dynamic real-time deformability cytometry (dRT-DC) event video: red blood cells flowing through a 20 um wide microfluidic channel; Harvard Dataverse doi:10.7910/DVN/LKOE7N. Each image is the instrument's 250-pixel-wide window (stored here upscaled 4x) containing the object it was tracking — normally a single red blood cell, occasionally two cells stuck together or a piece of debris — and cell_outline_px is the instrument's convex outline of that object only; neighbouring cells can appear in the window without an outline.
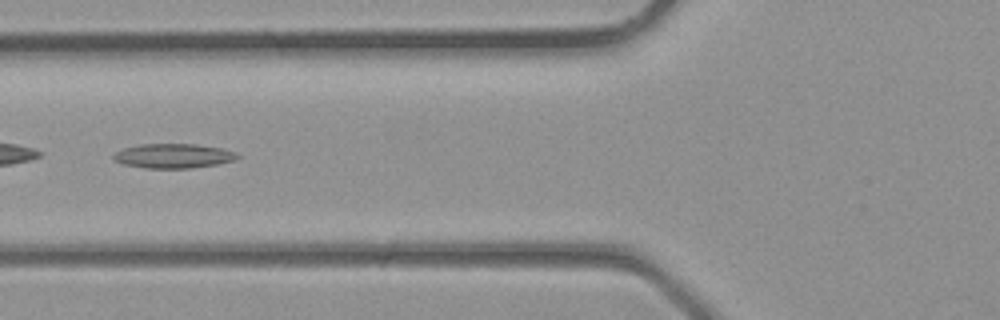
{"species": "common noctule bat (a hibernating species)", "species_latin": "Nyctalus noctula", "temperature_condition": "room temperature", "stored_images_in_passage": 5, "camera_frame_rate_fps": 3000, "um_per_image_px": 0.085, "animal": {"sex": "male", "body_mass_g": 23.1, "forearm_length_mm": 52.7}, "frame": {"image": 1, "passage_image": 5, "time_ms": 1.333, "image_size_px": [1000, 320], "cell_outline_px": [[240, 156], [232, 160], [216, 164], [192, 168], [144, 168], [124, 164], [112, 160], [112, 156], [116, 152], [124, 148], [136, 144], [196, 144], [220, 148], [236, 152]], "centroid_in_image_um": [14.68, 13.25], "position_along_channel_um": 111.1, "area_um2": 17.63}}